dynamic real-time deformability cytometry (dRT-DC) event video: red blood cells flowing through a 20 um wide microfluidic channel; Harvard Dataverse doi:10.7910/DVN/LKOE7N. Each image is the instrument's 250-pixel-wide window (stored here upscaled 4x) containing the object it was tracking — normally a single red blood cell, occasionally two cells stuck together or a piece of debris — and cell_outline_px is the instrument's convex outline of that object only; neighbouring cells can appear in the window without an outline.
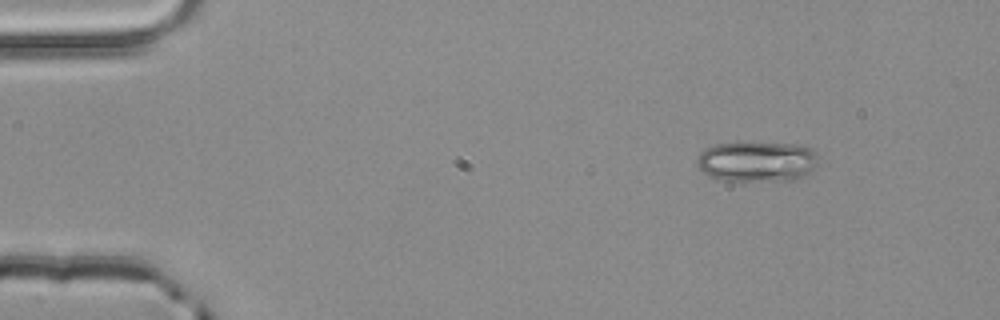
{"species": "common noctule bat (a hibernating species)", "species_latin": "Nyctalus noctula", "temperature_condition": "room temperature", "stored_images_in_passage": 3, "camera_frame_rate_fps": 3000, "um_per_image_px": 0.085, "animal": {"sex": "male", "body_mass_g": 20.4}, "frame": {"image": 1, "passage_image": 1, "time_ms": 0.0, "image_size_px": [1000, 320], "cell_outline_px": [[816, 164], [812, 172], [796, 180], [720, 180], [700, 172], [696, 164], [696, 156], [700, 152], [716, 144], [736, 140], [804, 144], [812, 148], [816, 152]], "centroid_in_image_um": [64.33, 13.67], "position_along_channel_um": 20.7, "area_um2": 29.71}}